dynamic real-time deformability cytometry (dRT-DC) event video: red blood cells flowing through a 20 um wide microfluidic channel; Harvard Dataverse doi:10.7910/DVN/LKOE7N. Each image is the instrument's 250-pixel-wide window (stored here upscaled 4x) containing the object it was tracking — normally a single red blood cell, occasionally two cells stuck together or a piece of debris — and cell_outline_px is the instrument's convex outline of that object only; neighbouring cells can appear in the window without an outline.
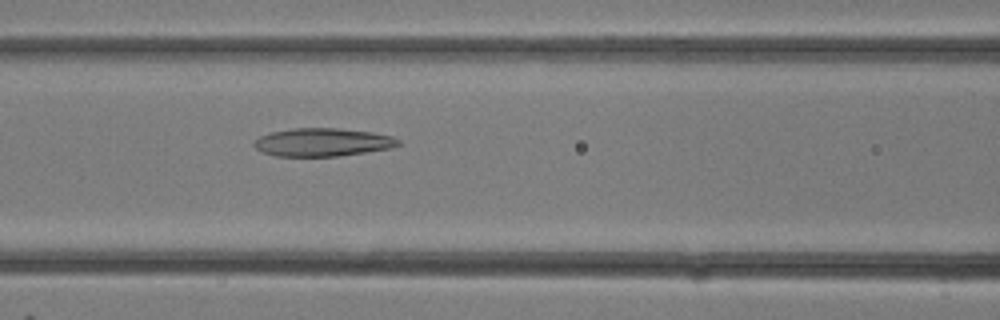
{"species": "common noctule bat (a hibernating species)", "species_latin": "Nyctalus noctula", "temperature_condition": "room temperature", "stored_images_in_passage": 13, "camera_frame_rate_fps": 3000, "um_per_image_px": 0.085, "animal": {"sex": "female"}, "frame": {"image": 1, "passage_image": 13, "time_ms": 4.0, "image_size_px": [1000, 320], "cell_outline_px": [[400, 144], [388, 148], [340, 156], [276, 156], [264, 152], [256, 148], [252, 144], [260, 136], [272, 132], [292, 128], [340, 128], [372, 132], [392, 136], [400, 140]], "centroid_in_image_um": [27.41, 12.08], "position_along_channel_um": 139.2, "area_um2": 23.47}}